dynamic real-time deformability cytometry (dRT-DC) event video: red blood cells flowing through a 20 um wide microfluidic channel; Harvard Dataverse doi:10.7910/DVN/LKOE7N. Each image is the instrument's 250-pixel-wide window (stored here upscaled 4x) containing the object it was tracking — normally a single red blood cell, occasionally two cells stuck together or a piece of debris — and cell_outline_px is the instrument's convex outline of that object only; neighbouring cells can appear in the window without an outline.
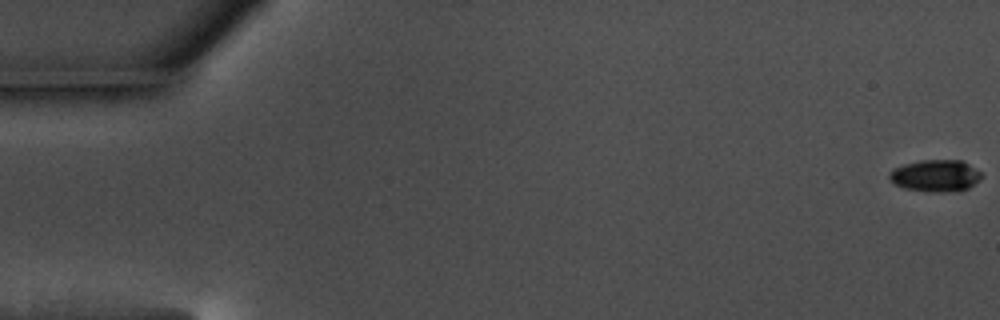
{"species": "common noctule bat (a hibernating species)", "species_latin": "Nyctalus noctula", "temperature_condition": "warm", "stored_images_in_passage": 12, "camera_frame_rate_fps": 3000, "um_per_image_px": 0.085, "animal": {"sex": "male", "body_mass_g": 17.5, "forearm_length_mm": 52.3}, "frame": {"image": 1, "passage_image": 1, "time_ms": 0.0, "image_size_px": [1000, 320], "cell_outline_px": [[980, 180], [968, 188], [944, 192], [904, 188], [896, 184], [888, 176], [892, 168], [904, 164], [920, 160], [964, 160], [980, 172]], "centroid_in_image_um": [79.52, 14.9], "position_along_channel_um": 5.5, "area_um2": 16.82}}